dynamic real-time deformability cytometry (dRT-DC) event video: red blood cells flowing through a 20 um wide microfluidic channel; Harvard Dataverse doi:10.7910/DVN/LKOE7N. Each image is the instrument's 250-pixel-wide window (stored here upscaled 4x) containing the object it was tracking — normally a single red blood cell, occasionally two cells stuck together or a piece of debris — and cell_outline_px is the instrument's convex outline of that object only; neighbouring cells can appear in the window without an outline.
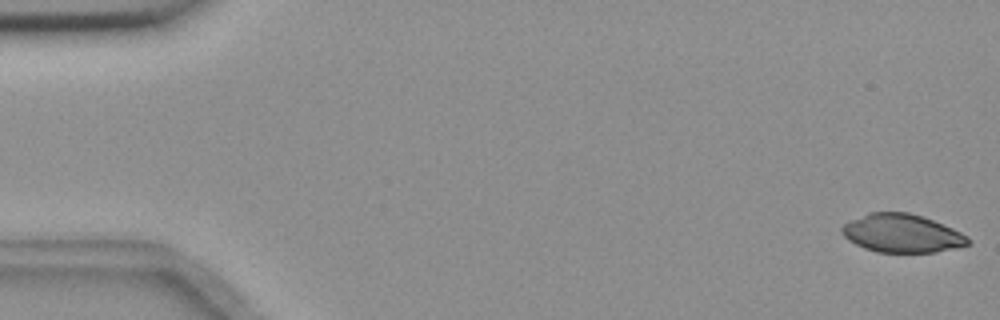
{"species": "common noctule bat (a hibernating species)", "species_latin": "Nyctalus noctula", "temperature_condition": "room temperature", "stored_images_in_passage": 4, "camera_frame_rate_fps": 3000, "um_per_image_px": 0.085, "animal": {"sex": "female", "body_mass_g": 18.4}, "frame": {"image": 1, "passage_image": 1, "time_ms": 0.0, "image_size_px": [1000, 320], "cell_outline_px": [[972, 244], [956, 248], [936, 252], [876, 252], [864, 248], [848, 240], [840, 232], [840, 228], [844, 224], [868, 212], [908, 212], [932, 220], [952, 228], [968, 236], [972, 240]], "centroid_in_image_um": [76.68, 19.84], "position_along_channel_um": 8.3, "area_um2": 28.21}}